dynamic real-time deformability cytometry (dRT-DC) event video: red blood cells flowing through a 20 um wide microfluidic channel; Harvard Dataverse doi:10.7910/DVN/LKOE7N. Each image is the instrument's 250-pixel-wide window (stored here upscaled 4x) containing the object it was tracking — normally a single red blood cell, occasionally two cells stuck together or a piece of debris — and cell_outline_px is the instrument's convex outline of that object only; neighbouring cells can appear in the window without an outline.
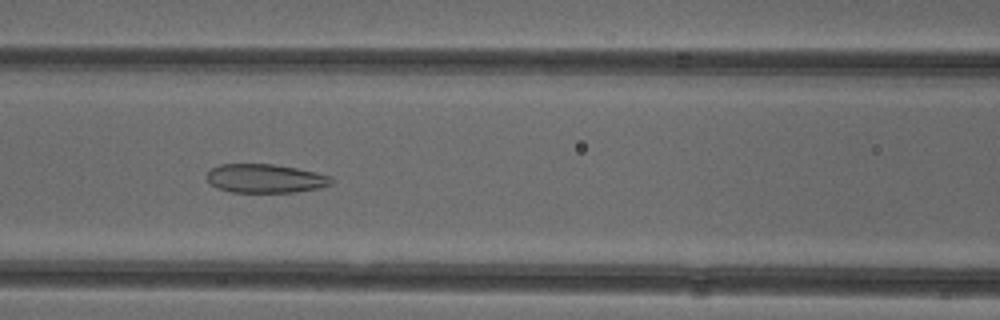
{"species": "common noctule bat (a hibernating species)", "species_latin": "Nyctalus noctula", "temperature_condition": "cold", "stored_images_in_passage": 48, "camera_frame_rate_fps": 3000, "um_per_image_px": 0.085, "animal": {"sex": "female"}, "frame": {"image": 1, "passage_image": 22, "time_ms": 7.0, "image_size_px": [1000, 320], "cell_outline_px": [[336, 180], [332, 184], [320, 188], [296, 192], [232, 192], [216, 188], [208, 180], [208, 172], [212, 168], [220, 164], [272, 164], [296, 168], [316, 172], [332, 176]], "centroid_in_image_um": [22.61, 15.17], "position_along_channel_um": 144.0, "area_um2": 20.98}}
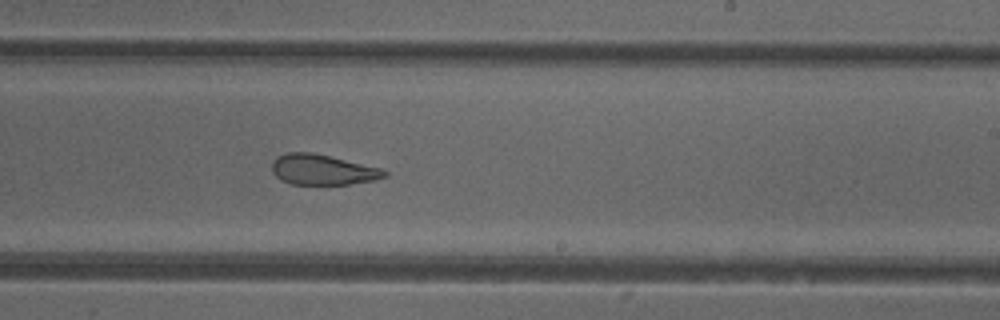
{"frame": {"image": 2, "passage_image": 31, "time_ms": 10.0, "image_size_px": [1000, 320], "cell_outline_px": [[388, 176], [376, 180], [348, 184], [292, 184], [280, 180], [272, 172], [272, 160], [276, 156], [288, 152], [312, 152], [380, 168], [388, 172]], "centroid_in_image_um": [27.39, 14.42], "position_along_channel_um": 261.6, "area_um2": 19.94}}
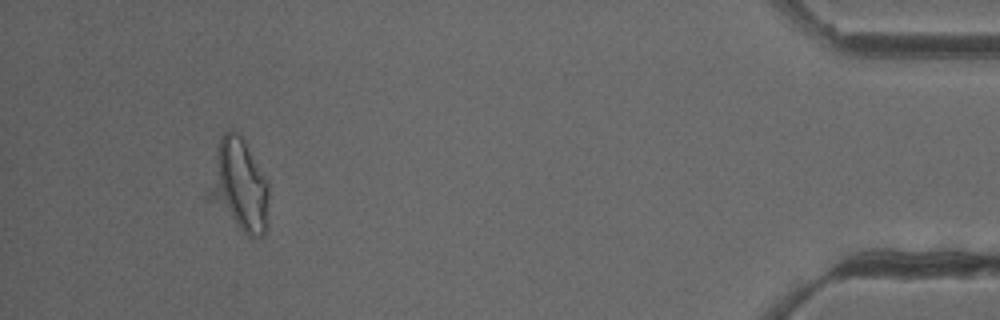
{"frame": {"image": 3, "passage_image": 48, "time_ms": 15.667, "image_size_px": [1000, 320], "cell_outline_px": [[268, 200], [264, 236], [248, 236], [204, 196], [204, 192], [220, 136], [224, 132], [236, 132], [244, 140], [268, 184]], "centroid_in_image_um": [20.25, 15.76], "position_along_channel_um": 414.9, "area_um2": 32.02}, "authors_computed_cell_mechanics": {"area_um2": 22.1663, "velocity_mm_per_s": 3.917, "shape_relaxation_time_tau1_ms": null, "shape_relaxation_time_tau2_ms": 2.1125, "deformation_change_tau1": null, "deformation_change_tau2": 0.105}}